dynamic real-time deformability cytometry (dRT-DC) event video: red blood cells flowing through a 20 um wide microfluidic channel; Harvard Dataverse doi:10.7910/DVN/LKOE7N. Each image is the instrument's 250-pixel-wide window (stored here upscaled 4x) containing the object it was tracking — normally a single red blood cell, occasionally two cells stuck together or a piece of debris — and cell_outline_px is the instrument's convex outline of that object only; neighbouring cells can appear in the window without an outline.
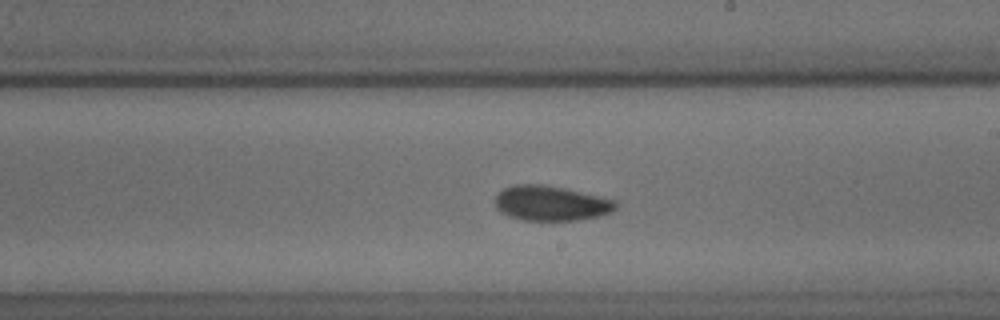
{"species": "common noctule bat (a hibernating species)", "species_latin": "Nyctalus noctula", "temperature_condition": "cold", "stored_images_in_passage": 47, "camera_frame_rate_fps": 3000, "um_per_image_px": 0.085, "animal": {"sex": "male", "body_mass_g": 18.8}, "frame": {"image": 1, "passage_image": 31, "time_ms": 10.0, "image_size_px": [1000, 320], "cell_outline_px": [[616, 208], [612, 212], [600, 216], [576, 220], [524, 220], [500, 212], [496, 208], [496, 196], [504, 188], [516, 184], [540, 184], [564, 188], [616, 200]], "centroid_in_image_um": [46.85, 17.27], "position_along_channel_um": 242.2, "area_um2": 24.33}}
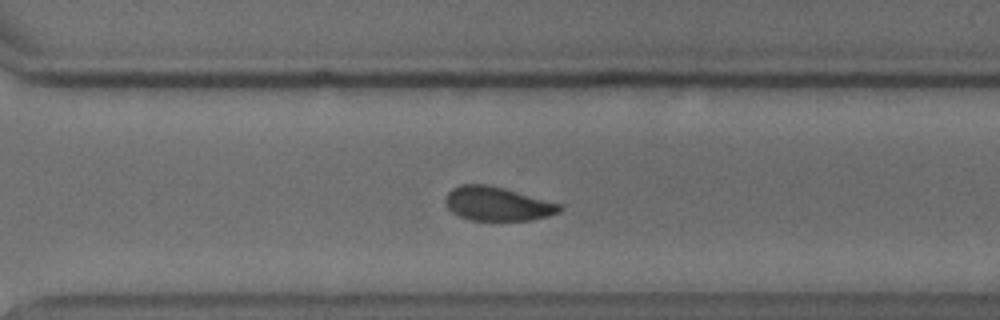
{"frame": {"image": 2, "passage_image": 38, "time_ms": 12.333, "image_size_px": [1000, 320], "cell_outline_px": [[564, 208], [560, 212], [548, 216], [528, 220], [468, 220], [452, 212], [448, 208], [444, 200], [448, 192], [452, 188], [460, 184], [488, 184], [504, 188], [560, 204]], "centroid_in_image_um": [42.25, 17.32], "position_along_channel_um": 328.3, "area_um2": 22.54}}
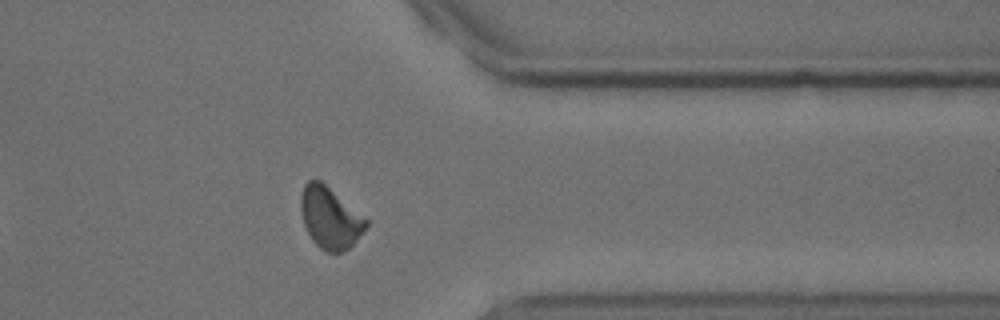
{"frame": {"image": 3, "passage_image": 43, "time_ms": 14.0, "image_size_px": [1000, 320], "cell_outline_px": [[368, 224], [356, 240], [348, 248], [340, 252], [328, 252], [320, 248], [312, 240], [304, 224], [300, 212], [300, 196], [304, 184], [308, 180], [320, 180], [368, 220]], "centroid_in_image_um": [28.02, 18.5], "position_along_channel_um": 383.4, "area_um2": 23.06}}